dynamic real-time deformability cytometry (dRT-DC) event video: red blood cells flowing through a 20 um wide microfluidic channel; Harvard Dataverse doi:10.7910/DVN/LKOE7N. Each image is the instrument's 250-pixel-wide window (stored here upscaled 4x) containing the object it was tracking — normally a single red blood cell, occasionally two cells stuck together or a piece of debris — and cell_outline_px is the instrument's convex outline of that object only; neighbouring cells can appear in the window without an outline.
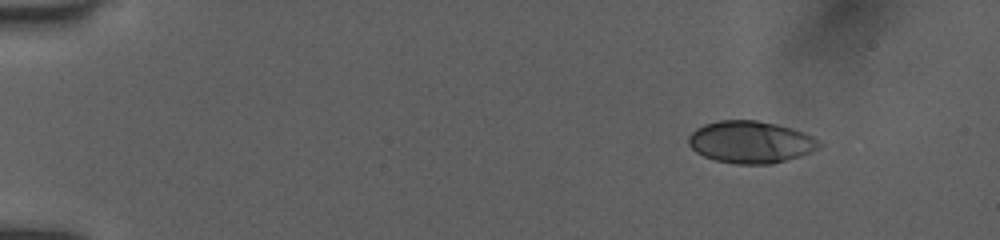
{"species": "human", "species_latin": "Homo sapiens", "temperature_condition": "room temperature", "stored_images_in_passage": 17, "camera_frame_rate_fps": 3000, "um_per_image_px": 0.085, "donor": {"sex": "female"}, "frame": {"image": 1, "passage_image": 1, "time_ms": 0.0, "image_size_px": [1000, 240], "cell_outline_px": [[824, 144], [820, 148], [800, 156], [772, 164], [736, 164], [716, 160], [704, 156], [696, 152], [688, 144], [688, 136], [696, 128], [704, 124], [720, 120], [756, 120], [776, 124], [792, 128], [804, 132], [820, 140]], "centroid_in_image_um": [63.83, 12.07], "position_along_channel_um": 21.2, "area_um2": 32.25}}
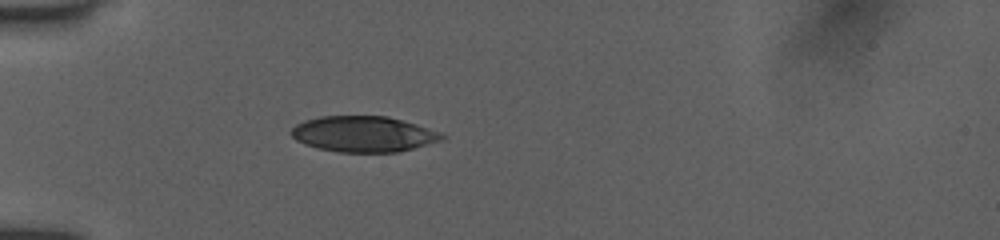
{"frame": {"image": 2, "passage_image": 15, "time_ms": 3.333, "image_size_px": [1000, 240], "cell_outline_px": [[444, 136], [440, 140], [412, 148], [396, 152], [340, 152], [316, 148], [304, 144], [296, 140], [288, 132], [296, 124], [304, 120], [320, 116], [388, 116], [444, 132]], "centroid_in_image_um": [30.86, 11.38], "position_along_channel_um": 54.1, "area_um2": 31.44}}